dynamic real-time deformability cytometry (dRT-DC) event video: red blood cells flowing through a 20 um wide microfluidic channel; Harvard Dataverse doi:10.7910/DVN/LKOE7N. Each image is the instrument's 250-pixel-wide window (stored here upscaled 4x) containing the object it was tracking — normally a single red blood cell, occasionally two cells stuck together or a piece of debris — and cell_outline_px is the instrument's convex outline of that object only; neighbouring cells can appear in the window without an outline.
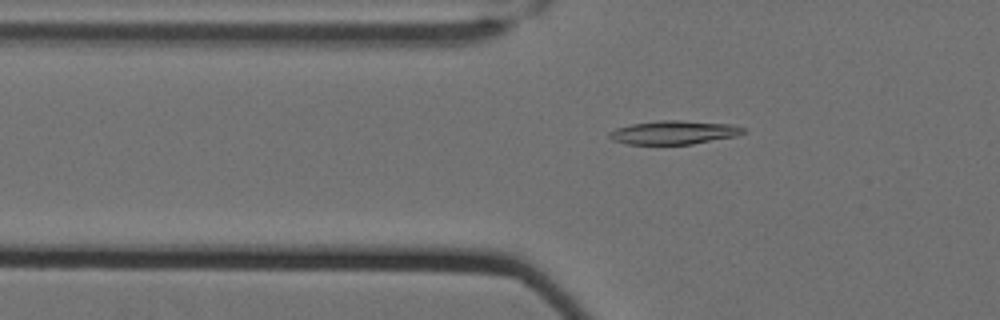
{"species": "Egyptian fruit bat (a non-hibernating species)", "species_latin": "Rousettus aegyptiacus", "temperature_condition": "cold", "stored_images_in_passage": 42, "camera_frame_rate_fps": 3000, "um_per_image_px": 0.085, "animal": {"sex": "female"}, "frame": {"image": 1, "passage_image": 7, "time_ms": 2.0, "image_size_px": [1000, 320], "cell_outline_px": [[748, 132], [736, 136], [692, 144], [628, 144], [612, 140], [608, 136], [608, 132], [616, 128], [632, 124], [660, 120], [680, 120], [732, 124], [744, 128]], "centroid_in_image_um": [57.3, 11.25], "position_along_channel_um": 68.5, "area_um2": 18.5}}
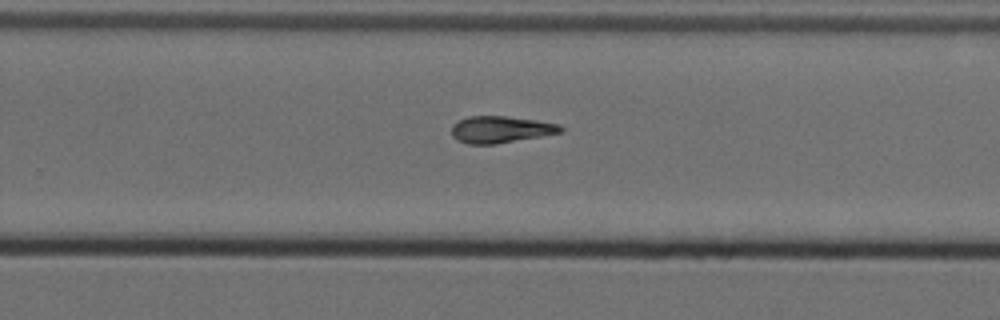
{"frame": {"image": 2, "passage_image": 26, "time_ms": 8.333, "image_size_px": [1000, 320], "cell_outline_px": [[564, 132], [496, 144], [468, 144], [456, 140], [452, 136], [452, 124], [456, 120], [468, 116], [504, 116], [536, 120], [560, 124], [564, 128]], "centroid_in_image_um": [42.54, 11.0], "position_along_channel_um": 287.3, "area_um2": 17.22}}
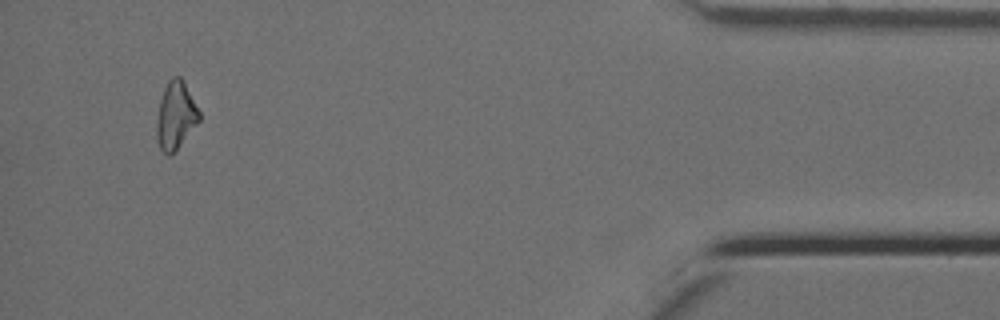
{"frame": {"image": 3, "passage_image": 42, "time_ms": 13.667, "image_size_px": [1000, 320], "cell_outline_px": [[200, 120], [176, 148], [168, 156], [160, 148], [156, 136], [156, 124], [160, 100], [164, 88], [168, 80], [172, 76], [180, 76], [200, 112]], "centroid_in_image_um": [14.91, 9.79], "position_along_channel_um": 420.3, "area_um2": 16.3}, "authors_computed_cell_mechanics": {"area_um2": 17.051, "velocity_mm_per_s": 3.507, "shape_relaxation_time_tau1_ms": null, "shape_relaxation_time_tau2_ms": 8.3817, "deformation_change_tau1": null, "deformation_change_tau2": 0.1747}}